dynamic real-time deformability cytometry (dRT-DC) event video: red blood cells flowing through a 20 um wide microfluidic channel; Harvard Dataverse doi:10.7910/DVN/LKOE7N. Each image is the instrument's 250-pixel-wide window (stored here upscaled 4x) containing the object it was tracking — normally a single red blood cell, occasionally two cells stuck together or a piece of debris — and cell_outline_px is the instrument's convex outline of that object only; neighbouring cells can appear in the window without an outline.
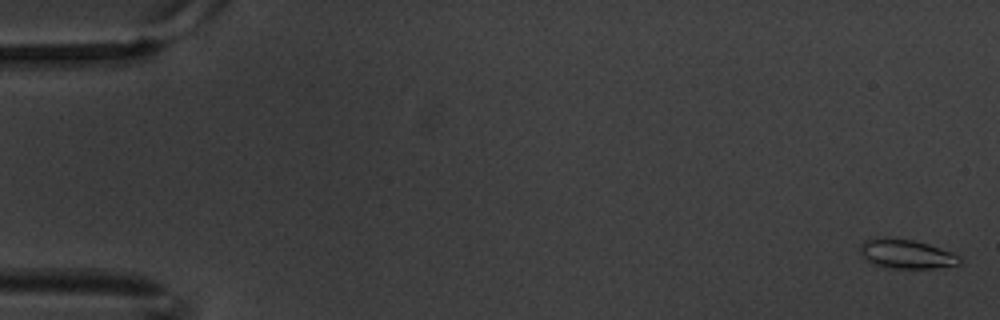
{"species": "common noctule bat (a hibernating species)", "species_latin": "Nyctalus noctula", "temperature_condition": "warm", "stored_images_in_passage": 7, "camera_frame_rate_fps": 3000, "um_per_image_px": 0.085, "animal": {"sex": "male", "body_mass_g": 20.1, "forearm_length_mm": 53.5}, "frame": {"image": 1, "passage_image": 1, "time_ms": 0.0, "image_size_px": [1000, 320], "cell_outline_px": [[960, 264], [932, 268], [884, 268], [872, 264], [864, 260], [860, 256], [860, 244], [864, 240], [876, 236], [884, 236], [912, 240], [928, 244], [952, 252], [960, 256]], "centroid_in_image_um": [76.94, 21.57], "position_along_channel_um": 8.1, "area_um2": 17.34}}